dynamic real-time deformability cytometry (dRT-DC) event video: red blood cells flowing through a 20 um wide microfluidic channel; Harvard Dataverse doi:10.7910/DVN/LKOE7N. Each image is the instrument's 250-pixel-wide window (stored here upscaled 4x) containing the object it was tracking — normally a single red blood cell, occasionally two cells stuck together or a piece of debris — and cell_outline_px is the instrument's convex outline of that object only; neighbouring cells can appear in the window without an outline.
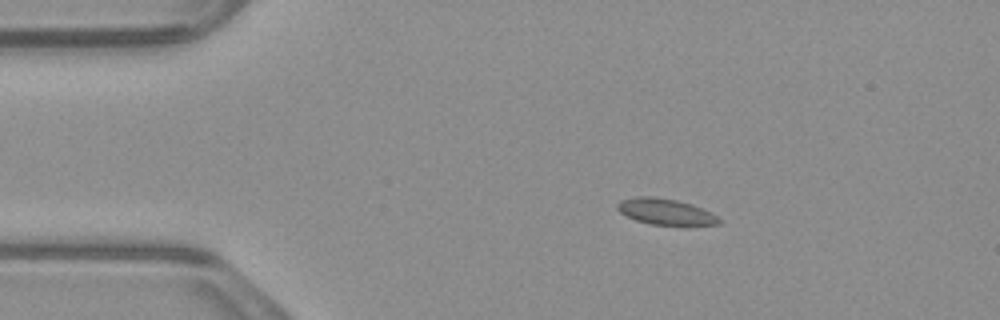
{"species": "common noctule bat (a hibernating species)", "species_latin": "Nyctalus noctula", "temperature_condition": "warm", "stored_images_in_passage": 47, "camera_frame_rate_fps": 3000, "um_per_image_px": 0.085, "animal": {"sex": "male", "body_mass_g": 23.1, "forearm_length_mm": 52.7}, "frame": {"image": 1, "passage_image": 3, "time_ms": 0.667, "image_size_px": [1000, 320], "cell_outline_px": [[724, 220], [720, 224], [688, 228], [684, 228], [652, 224], [636, 220], [620, 212], [616, 208], [616, 204], [620, 200], [636, 196], [652, 196], [676, 200], [692, 204], [712, 212]], "centroid_in_image_um": [56.69, 18.05], "position_along_channel_um": 28.3, "area_um2": 16.36}}
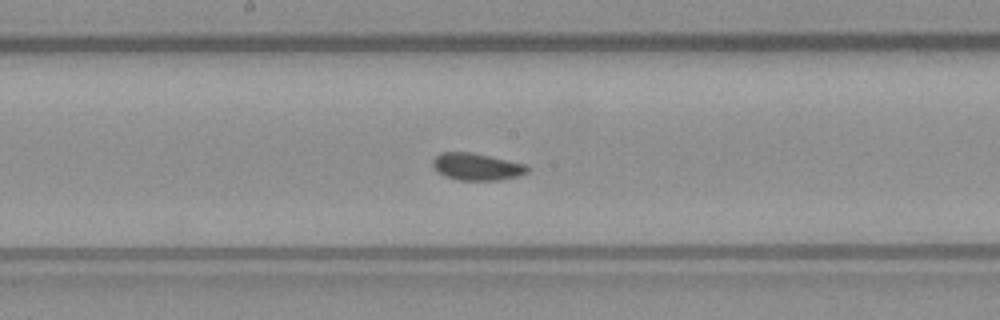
{"frame": {"image": 2, "passage_image": 21, "time_ms": 6.667, "image_size_px": [1000, 320], "cell_outline_px": [[528, 172], [516, 176], [500, 180], [456, 180], [444, 176], [436, 172], [432, 168], [432, 160], [440, 152], [472, 152], [528, 164]], "centroid_in_image_um": [40.48, 14.16], "position_along_channel_um": 207.7, "area_um2": 15.2}}
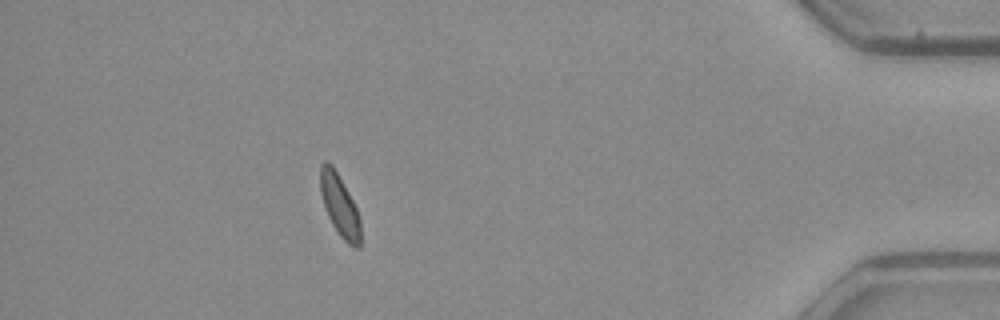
{"frame": {"image": 3, "passage_image": 41, "time_ms": 13.333, "image_size_px": [1000, 320], "cell_outline_px": [[360, 248], [352, 248], [340, 236], [332, 224], [328, 216], [320, 192], [320, 164], [324, 160], [328, 160], [332, 164], [352, 200], [356, 208], [360, 220]], "centroid_in_image_um": [28.86, 17.46], "position_along_channel_um": 406.3, "area_um2": 14.39}, "authors_computed_cell_mechanics": {"area_um2": 14.739, "velocity_mm_per_s": 3.8648, "shape_relaxation_time_tau1_ms": null, "shape_relaxation_time_tau2_ms": 3.9568, "deformation_change_tau1": null, "deformation_change_tau2": 0.0753}}